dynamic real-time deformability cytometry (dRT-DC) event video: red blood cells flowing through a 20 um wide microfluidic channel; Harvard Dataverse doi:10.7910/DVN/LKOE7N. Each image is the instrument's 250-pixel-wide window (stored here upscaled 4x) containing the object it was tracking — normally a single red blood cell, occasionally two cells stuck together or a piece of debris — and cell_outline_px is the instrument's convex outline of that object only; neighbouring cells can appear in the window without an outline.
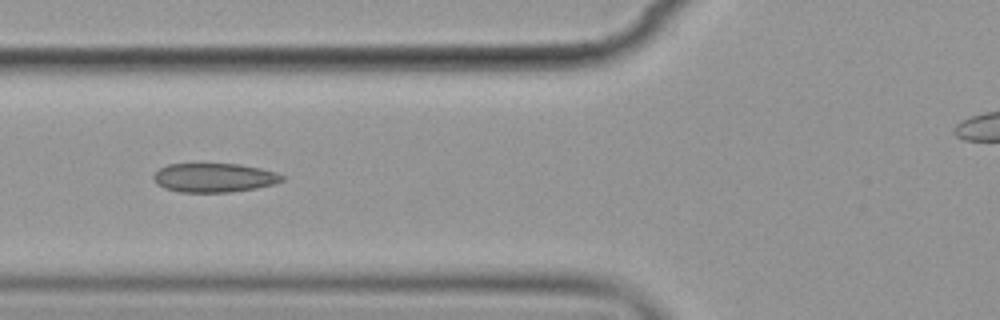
{"species": "common noctule bat (a hibernating species)", "species_latin": "Nyctalus noctula", "temperature_condition": "cold", "stored_images_in_passage": 14, "camera_frame_rate_fps": 3000, "um_per_image_px": 0.085, "animal": {"sex": "female", "body_mass_g": 19.9}, "frame": {"image": 1, "passage_image": 4, "time_ms": 4.333, "image_size_px": [1000, 320], "cell_outline_px": [[284, 180], [276, 184], [256, 188], [228, 192], [180, 192], [164, 188], [156, 184], [152, 180], [152, 176], [160, 168], [168, 164], [240, 164], [260, 168], [276, 172], [284, 176]], "centroid_in_image_um": [18.19, 15.1], "position_along_channel_um": 107.6, "area_um2": 21.85}}
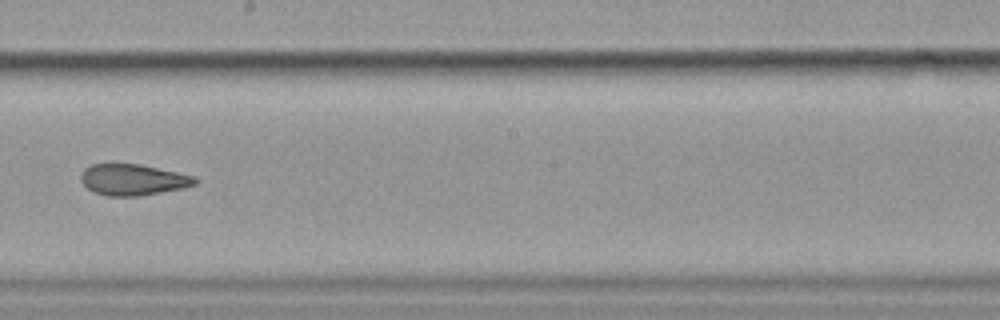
{"frame": {"image": 2, "passage_image": 7, "time_ms": 8.0, "image_size_px": [1000, 320], "cell_outline_px": [[200, 180], [196, 184], [184, 188], [140, 196], [108, 196], [96, 192], [88, 188], [80, 180], [80, 176], [84, 168], [92, 164], [140, 164], [196, 176]], "centroid_in_image_um": [11.34, 15.27], "position_along_channel_um": 236.9, "area_um2": 20.81}}
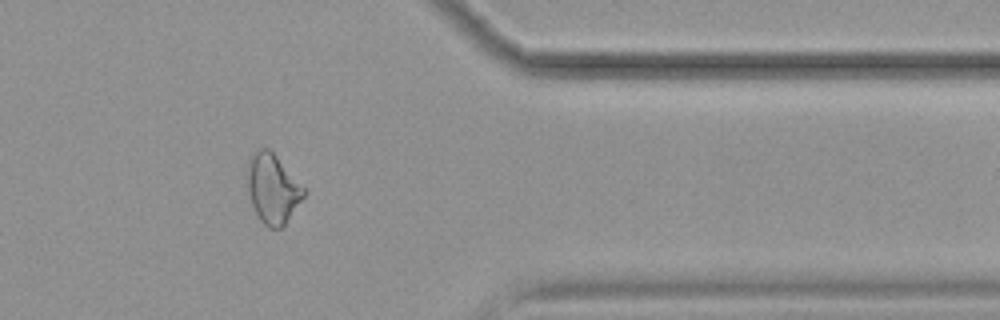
{"frame": {"image": 3, "passage_image": 11, "time_ms": 12.667, "image_size_px": [1000, 320], "cell_outline_px": [[304, 196], [284, 224], [280, 228], [268, 228], [260, 220], [252, 204], [248, 192], [248, 156], [260, 148], [268, 148], [276, 156], [304, 188]], "centroid_in_image_um": [23.14, 16.02], "position_along_channel_um": 388.3, "area_um2": 22.25}, "authors_computed_cell_mechanics": {"area_um2": 22.0507, "velocity_mm_per_s": 3.5349, "shape_relaxation_time_tau1_ms": null, "shape_relaxation_time_tau2_ms": 3.667, "deformation_change_tau1": null, "deformation_change_tau2": 0.0858}}